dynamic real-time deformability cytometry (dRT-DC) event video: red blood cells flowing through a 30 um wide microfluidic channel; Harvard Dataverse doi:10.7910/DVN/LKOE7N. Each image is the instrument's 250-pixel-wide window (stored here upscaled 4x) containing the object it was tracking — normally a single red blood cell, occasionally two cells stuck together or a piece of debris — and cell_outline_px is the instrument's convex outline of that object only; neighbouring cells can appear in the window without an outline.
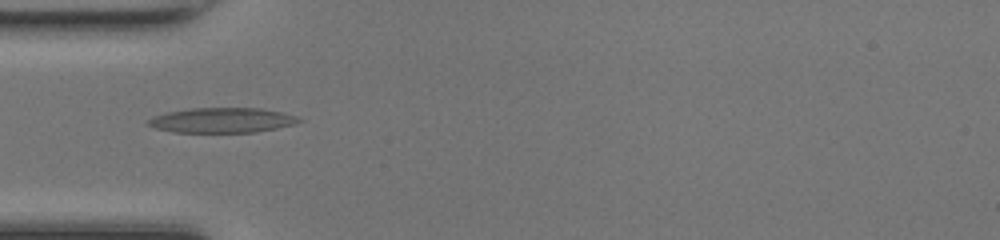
{"species": "common noctule bat (a hibernating species)", "species_latin": "Nyctalus noctula", "temperature_condition": "room temperature", "stored_images_in_passage": 34, "camera_frame_rate_fps": 3000, "um_per_image_px": 0.085, "animal": {"sex": "female", "body_mass_g": 17.0, "forearm_length_mm": 48.0}, "frame": {"image": 1, "passage_image": 1, "time_ms": 0.0, "image_size_px": [1000, 240], "cell_outline_px": [[304, 120], [292, 124], [276, 128], [256, 132], [176, 132], [156, 128], [148, 124], [148, 120], [152, 116], [168, 112], [192, 108], [260, 108], [280, 112], [296, 116]], "centroid_in_image_um": [18.87, 10.21], "position_along_channel_um": 66.1, "area_um2": 21.68}}
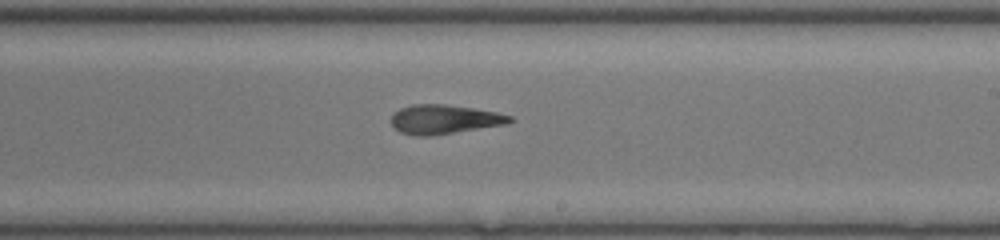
{"frame": {"image": 2, "passage_image": 14, "time_ms": 4.333, "image_size_px": [1000, 240], "cell_outline_px": [[512, 120], [504, 124], [428, 136], [416, 136], [400, 132], [392, 124], [392, 116], [400, 108], [412, 104], [444, 104], [472, 108], [496, 112], [512, 116]], "centroid_in_image_um": [37.72, 10.13], "position_along_channel_um": 251.3, "area_um2": 19.71}}
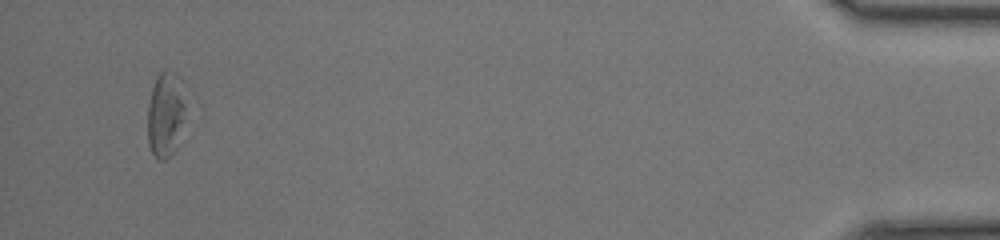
{"frame": {"image": 3, "passage_image": 32, "time_ms": 10.333, "image_size_px": [1000, 240], "cell_outline_px": [[184, 120], [176, 148], [164, 160], [160, 160], [152, 152], [148, 144], [148, 104], [152, 88], [156, 76], [160, 72], [176, 72], [184, 104]], "centroid_in_image_um": [14.04, 9.76], "position_along_channel_um": 421.2, "area_um2": 18.32}, "authors_computed_cell_mechanics": {"area_um2": 19.8832, "velocity_mm_per_s": 4.2621, "shape_relaxation_time_tau1_ms": null, "shape_relaxation_time_tau2_ms": 5.8953, "deformation_change_tau1": null, "deformation_change_tau2": 0.1989}}